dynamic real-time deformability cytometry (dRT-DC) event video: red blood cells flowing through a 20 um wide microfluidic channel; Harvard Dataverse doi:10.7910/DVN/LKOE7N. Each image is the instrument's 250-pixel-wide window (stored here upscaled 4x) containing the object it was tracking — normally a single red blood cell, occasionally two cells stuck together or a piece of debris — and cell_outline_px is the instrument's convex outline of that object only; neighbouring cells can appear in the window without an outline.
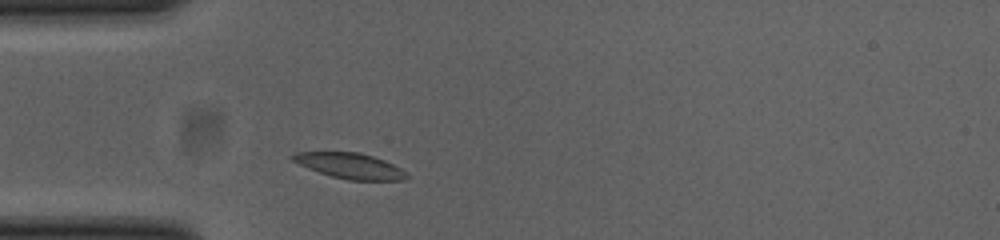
{"species": "common noctule bat (a hibernating species)", "species_latin": "Nyctalus noctula", "temperature_condition": "cold", "stored_images_in_passage": 30, "camera_frame_rate_fps": 3000, "um_per_image_px": 0.085, "animal": {"sex": "female", "body_mass_g": 23.0, "forearm_length_mm": 53.4}, "frame": {"image": 1, "passage_image": 1, "time_ms": 0.0, "image_size_px": [1000, 240], "cell_outline_px": [[412, 176], [408, 180], [348, 180], [332, 176], [308, 168], [292, 160], [288, 156], [296, 152], [360, 152], [384, 160], [400, 168]], "centroid_in_image_um": [29.79, 14.1], "position_along_channel_um": 55.2, "area_um2": 16.99}}
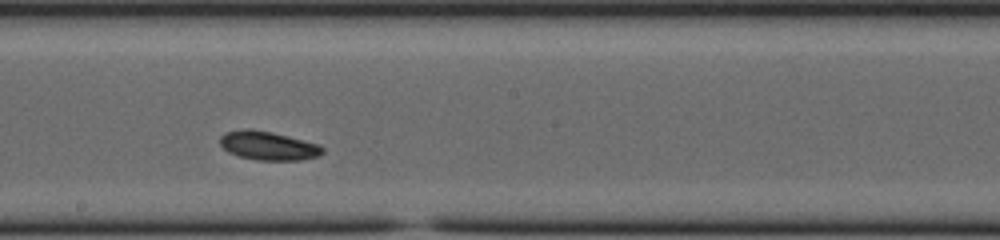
{"frame": {"image": 2, "passage_image": 15, "time_ms": 4.667, "image_size_px": [1000, 240], "cell_outline_px": [[324, 152], [320, 156], [300, 160], [256, 160], [240, 156], [228, 152], [220, 144], [220, 136], [224, 132], [244, 128], [252, 128], [272, 132], [320, 144], [324, 148]], "centroid_in_image_um": [22.81, 12.37], "position_along_channel_um": 225.4, "area_um2": 17.4}}
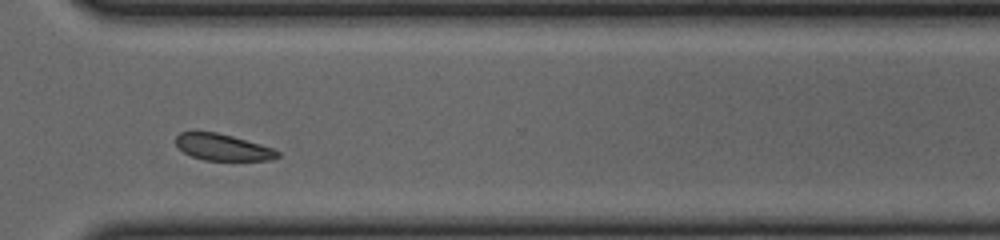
{"frame": {"image": 3, "passage_image": 25, "time_ms": 8.0, "image_size_px": [1000, 240], "cell_outline_px": [[280, 156], [272, 160], [204, 160], [192, 156], [184, 152], [176, 144], [176, 136], [180, 132], [192, 128], [216, 132], [232, 136], [260, 144], [272, 148], [280, 152]], "centroid_in_image_um": [18.88, 12.47], "position_along_channel_um": 351.7, "area_um2": 16.07}, "authors_computed_cell_mechanics": {"area_um2": 16.9354, "velocity_mm_per_s": 3.7757, "shape_relaxation_time_tau1_ms": 4.6005, "shape_relaxation_time_tau2_ms": null, "deformation_change_tau1": 0.0603, "deformation_change_tau2": null}}